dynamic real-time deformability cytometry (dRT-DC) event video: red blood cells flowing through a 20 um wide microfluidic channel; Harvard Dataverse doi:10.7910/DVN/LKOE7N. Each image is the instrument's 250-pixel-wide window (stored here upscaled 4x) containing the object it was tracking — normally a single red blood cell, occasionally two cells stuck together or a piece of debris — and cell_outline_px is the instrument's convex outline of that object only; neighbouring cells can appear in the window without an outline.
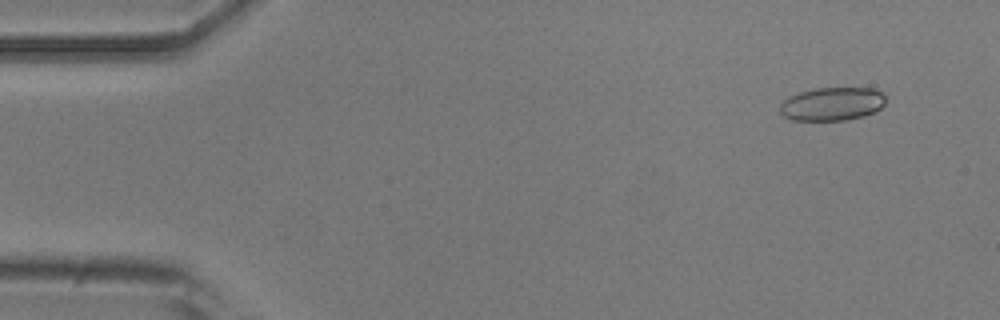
{"species": "common noctule bat (a hibernating species)", "species_latin": "Nyctalus noctula", "temperature_condition": "room temperature", "stored_images_in_passage": 9, "camera_frame_rate_fps": 3000, "um_per_image_px": 0.085, "animal": {"sex": "male", "body_mass_g": 20.5, "forearm_length_mm": 52.5}, "frame": {"image": 1, "passage_image": 2, "time_ms": 1.333, "image_size_px": [1000, 320], "cell_outline_px": [[884, 104], [876, 112], [864, 116], [848, 120], [792, 120], [784, 116], [780, 112], [780, 104], [788, 96], [800, 92], [816, 88], [872, 88], [880, 92], [884, 96]], "centroid_in_image_um": [70.72, 8.84], "position_along_channel_um": 14.3, "area_um2": 20.58}}
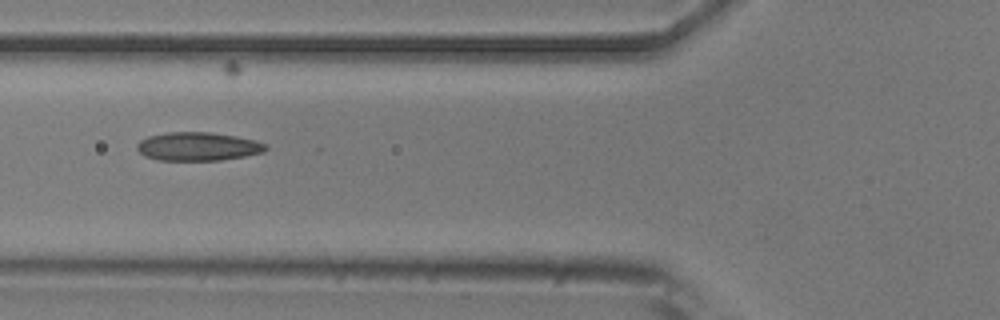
{"frame": {"image": 2, "passage_image": 6, "time_ms": 6.667, "image_size_px": [1000, 320], "cell_outline_px": [[268, 148], [264, 152], [244, 156], [220, 160], [160, 160], [144, 156], [136, 148], [136, 144], [140, 140], [148, 136], [168, 132], [212, 132], [236, 136], [256, 140], [268, 144]], "centroid_in_image_um": [16.84, 12.44], "position_along_channel_um": 109.0, "area_um2": 21.5}}
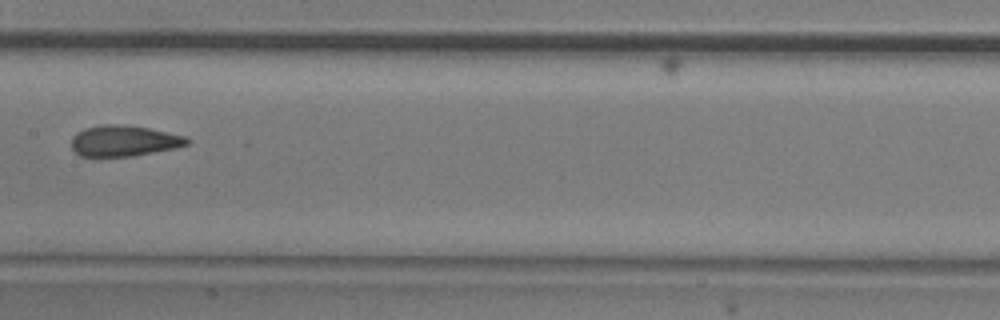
{"frame": {"image": 3, "passage_image": 8, "time_ms": 9.0, "image_size_px": [1000, 320], "cell_outline_px": [[188, 144], [176, 148], [132, 156], [80, 156], [72, 148], [72, 136], [76, 132], [84, 128], [100, 124], [116, 124], [148, 128], [184, 136], [188, 140]], "centroid_in_image_um": [10.49, 11.97], "position_along_channel_um": 196.9, "area_um2": 20.63}}